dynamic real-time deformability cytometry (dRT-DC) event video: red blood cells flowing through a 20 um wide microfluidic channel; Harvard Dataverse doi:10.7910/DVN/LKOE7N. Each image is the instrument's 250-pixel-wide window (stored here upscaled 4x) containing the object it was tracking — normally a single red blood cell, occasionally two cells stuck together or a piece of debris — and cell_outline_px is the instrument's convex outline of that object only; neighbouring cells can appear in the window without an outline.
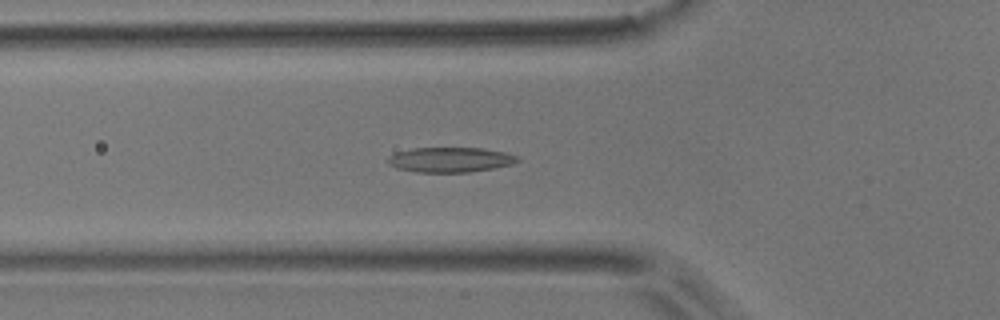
{"species": "common noctule bat (a hibernating species)", "species_latin": "Nyctalus noctula", "temperature_condition": "room temperature", "stored_images_in_passage": 46, "camera_frame_rate_fps": 3000, "um_per_image_px": 0.085, "animal": {"sex": "male", "body_mass_g": 17.9}, "frame": {"image": 1, "passage_image": 10, "time_ms": 3.0, "image_size_px": [1000, 320], "cell_outline_px": [[520, 160], [512, 164], [492, 168], [468, 172], [416, 172], [396, 168], [388, 164], [384, 160], [388, 156], [396, 152], [412, 148], [484, 148], [504, 152], [520, 156]], "centroid_in_image_um": [38.23, 13.57], "position_along_channel_um": 87.6, "area_um2": 19.02}}
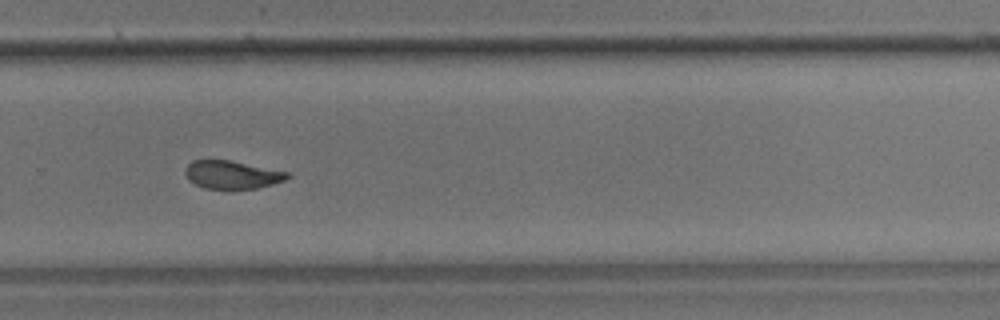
{"frame": {"image": 2, "passage_image": 28, "time_ms": 9.0, "image_size_px": [1000, 320], "cell_outline_px": [[292, 176], [284, 180], [272, 184], [256, 188], [204, 188], [188, 180], [184, 172], [184, 168], [192, 160], [228, 160], [292, 172]], "centroid_in_image_um": [19.74, 14.83], "position_along_channel_um": 310.1, "area_um2": 16.7}}
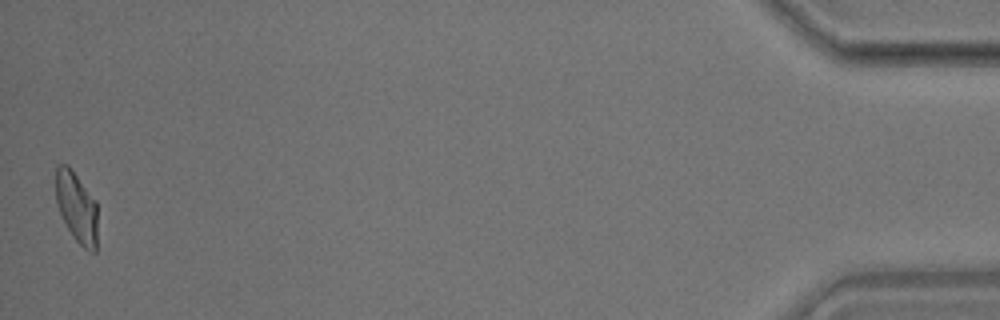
{"frame": {"image": 3, "passage_image": 45, "time_ms": 14.667, "image_size_px": [1000, 320], "cell_outline_px": [[96, 252], [88, 252], [72, 236], [56, 204], [56, 164], [68, 164], [96, 200]], "centroid_in_image_um": [6.51, 17.59], "position_along_channel_um": 428.7, "area_um2": 17.17}}